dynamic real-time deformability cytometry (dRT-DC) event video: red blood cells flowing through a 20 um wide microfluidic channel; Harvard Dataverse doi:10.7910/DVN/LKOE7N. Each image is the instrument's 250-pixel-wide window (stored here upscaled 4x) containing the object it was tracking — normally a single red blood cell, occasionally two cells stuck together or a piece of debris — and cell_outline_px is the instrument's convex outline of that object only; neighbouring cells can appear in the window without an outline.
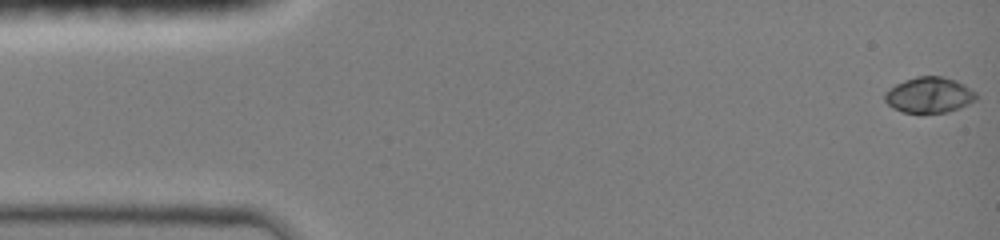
{"species": "common noctule bat (a hibernating species)", "species_latin": "Nyctalus noctula", "temperature_condition": "room temperature", "stored_images_in_passage": 18, "camera_frame_rate_fps": 3000, "um_per_image_px": 0.085, "animal": {"sex": "female", "body_mass_g": 19.0, "forearm_length_mm": 51.5}, "frame": {"image": 1, "passage_image": 1, "time_ms": 0.0, "image_size_px": [1000, 240], "cell_outline_px": [[976, 100], [960, 108], [948, 112], [920, 116], [900, 112], [892, 108], [884, 100], [884, 92], [888, 88], [904, 80], [916, 76], [940, 76], [956, 80], [976, 92]], "centroid_in_image_um": [78.93, 8.12], "position_along_channel_um": 6.1, "area_um2": 19.77}}
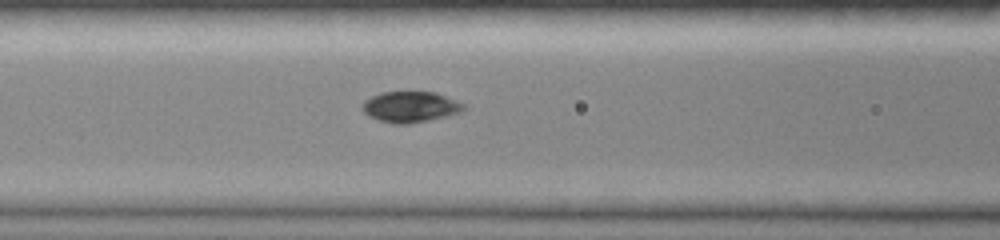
{"frame": {"image": 2, "passage_image": 11, "time_ms": 6.0, "image_size_px": [1000, 240], "cell_outline_px": [[464, 108], [460, 112], [428, 120], [408, 124], [396, 124], [380, 120], [368, 116], [364, 112], [364, 100], [380, 92], [436, 92], [456, 100], [464, 104]], "centroid_in_image_um": [34.87, 9.07], "position_along_channel_um": 131.7, "area_um2": 17.92}}
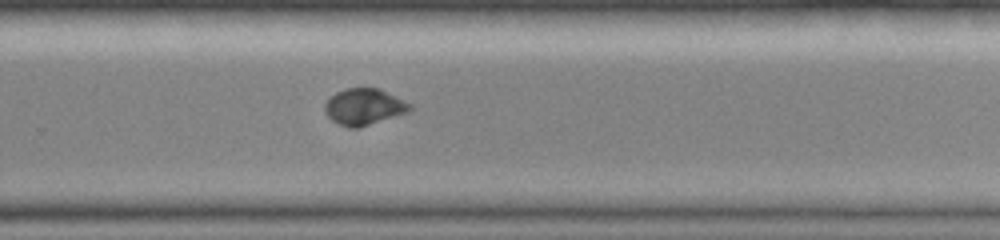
{"frame": {"image": 3, "passage_image": 18, "time_ms": 10.0, "image_size_px": [1000, 240], "cell_outline_px": [[412, 108], [408, 112], [360, 128], [348, 128], [332, 120], [324, 112], [324, 104], [336, 92], [344, 88], [380, 88], [412, 104]], "centroid_in_image_um": [30.95, 9.08], "position_along_channel_um": 298.9, "area_um2": 18.15}}